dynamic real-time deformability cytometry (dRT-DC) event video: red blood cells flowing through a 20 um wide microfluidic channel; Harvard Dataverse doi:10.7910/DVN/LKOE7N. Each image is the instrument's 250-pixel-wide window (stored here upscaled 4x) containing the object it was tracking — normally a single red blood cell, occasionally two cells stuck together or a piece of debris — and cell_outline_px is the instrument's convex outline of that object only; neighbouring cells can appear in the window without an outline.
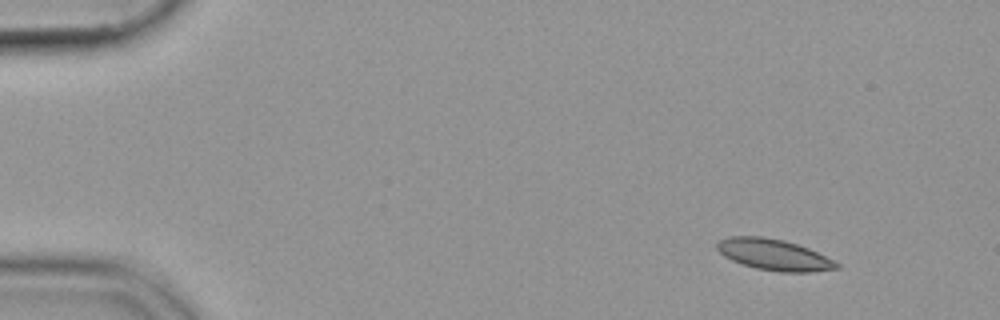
{"species": "common noctule bat (a hibernating species)", "species_latin": "Nyctalus noctula", "temperature_condition": "cold", "stored_images_in_passage": 13, "camera_frame_rate_fps": 3000, "um_per_image_px": 0.085, "animal": {"sex": "female", "body_mass_g": 19.9}, "frame": {"image": 1, "passage_image": 1, "time_ms": 0.0, "image_size_px": [1000, 320], "cell_outline_px": [[840, 268], [808, 272], [780, 272], [756, 268], [732, 260], [724, 256], [716, 248], [716, 244], [720, 240], [728, 236], [764, 236], [784, 240], [808, 248], [840, 264]], "centroid_in_image_um": [65.76, 21.64], "position_along_channel_um": 19.2, "area_um2": 21.5}}